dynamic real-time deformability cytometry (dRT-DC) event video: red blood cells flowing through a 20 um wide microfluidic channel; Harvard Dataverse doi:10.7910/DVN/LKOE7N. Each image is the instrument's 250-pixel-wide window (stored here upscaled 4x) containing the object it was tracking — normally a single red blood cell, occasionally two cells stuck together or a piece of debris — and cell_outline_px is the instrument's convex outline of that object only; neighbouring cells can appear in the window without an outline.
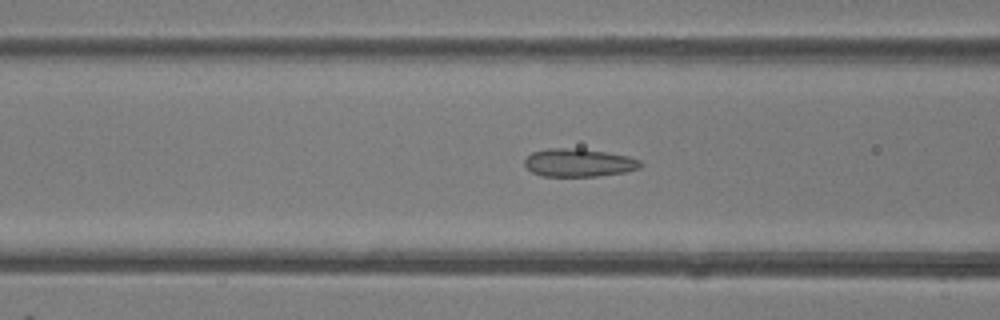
{"species": "common noctule bat (a hibernating species)", "species_latin": "Nyctalus noctula", "temperature_condition": "room temperature", "stored_images_in_passage": 42, "camera_frame_rate_fps": 3000, "um_per_image_px": 0.085, "animal": {"sex": "female"}, "frame": {"image": 1, "passage_image": 13, "time_ms": 4.0, "image_size_px": [1000, 320], "cell_outline_px": [[644, 164], [640, 168], [624, 172], [596, 176], [540, 176], [532, 172], [524, 164], [524, 160], [532, 152], [548, 148], [580, 148], [628, 156], [640, 160]], "centroid_in_image_um": [49.19, 13.83], "position_along_channel_um": 117.4, "area_um2": 18.96}}
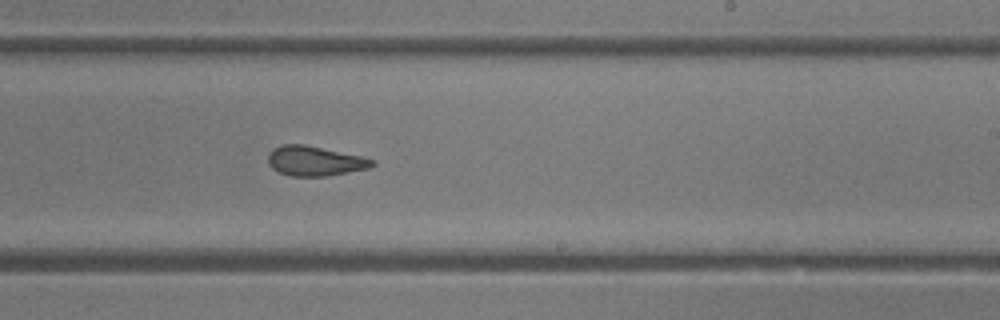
{"frame": {"image": 2, "passage_image": 23, "time_ms": 7.333, "image_size_px": [1000, 320], "cell_outline_px": [[376, 164], [368, 168], [328, 176], [288, 176], [272, 168], [268, 164], [268, 152], [272, 148], [284, 144], [304, 144], [364, 156], [376, 160]], "centroid_in_image_um": [26.77, 13.67], "position_along_channel_um": 262.2, "area_um2": 18.32}}
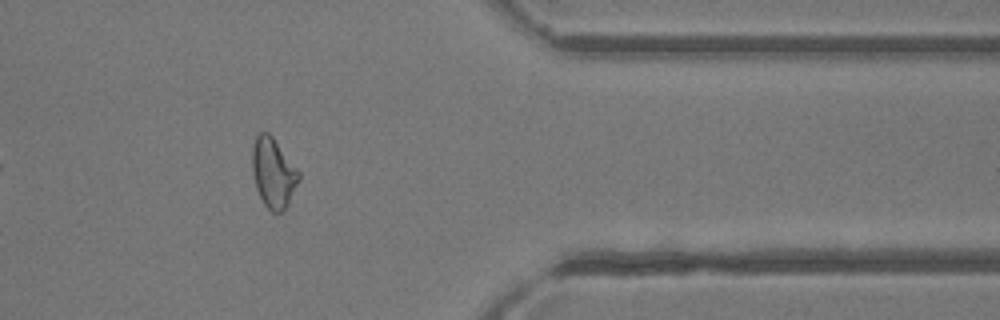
{"frame": {"image": 3, "passage_image": 33, "time_ms": 10.667, "image_size_px": [1000, 320], "cell_outline_px": [[300, 180], [284, 212], [272, 212], [264, 204], [256, 188], [252, 168], [252, 148], [256, 136], [260, 132], [268, 132], [272, 136], [300, 172]], "centroid_in_image_um": [23.24, 14.7], "position_along_channel_um": 388.2, "area_um2": 18.9}, "authors_computed_cell_mechanics": {"area_um2": 18.8428, "velocity_mm_per_s": 4.3401, "shape_relaxation_time_tau1_ms": 9.3374, "shape_relaxation_time_tau2_ms": 1.1534, "deformation_change_tau1": 0.2278, "deformation_change_tau2": 0.0881}}